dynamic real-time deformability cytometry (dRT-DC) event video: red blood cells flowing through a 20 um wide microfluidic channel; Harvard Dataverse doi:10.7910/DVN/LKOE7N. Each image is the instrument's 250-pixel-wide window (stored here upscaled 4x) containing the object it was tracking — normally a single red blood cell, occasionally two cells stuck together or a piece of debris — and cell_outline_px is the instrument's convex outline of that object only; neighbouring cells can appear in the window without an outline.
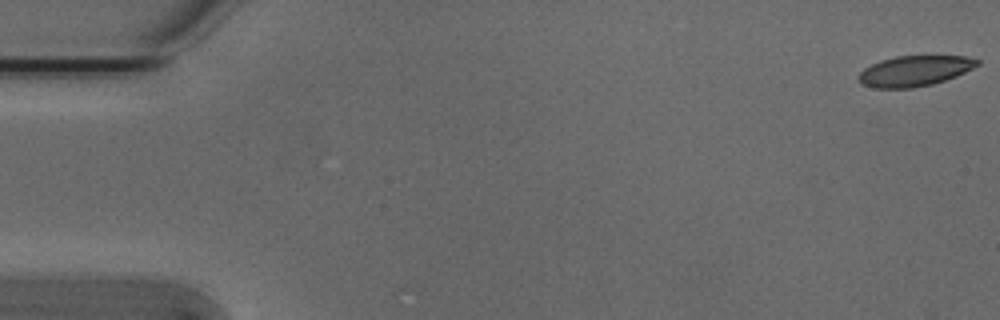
{"species": "Egyptian fruit bat (a non-hibernating species)", "species_latin": "Rousettus aegyptiacus", "temperature_condition": "cold", "stored_images_in_passage": 10, "camera_frame_rate_fps": 3000, "um_per_image_px": 0.085, "animal": {"sex": "male"}, "frame": {"image": 1, "passage_image": 1, "time_ms": 0.0, "image_size_px": [1000, 320], "cell_outline_px": [[980, 64], [956, 76], [932, 84], [912, 88], [876, 88], [860, 84], [860, 72], [864, 68], [880, 60], [896, 56], [964, 56], [980, 60]], "centroid_in_image_um": [77.74, 6.02], "position_along_channel_um": 7.3, "area_um2": 20.92}}